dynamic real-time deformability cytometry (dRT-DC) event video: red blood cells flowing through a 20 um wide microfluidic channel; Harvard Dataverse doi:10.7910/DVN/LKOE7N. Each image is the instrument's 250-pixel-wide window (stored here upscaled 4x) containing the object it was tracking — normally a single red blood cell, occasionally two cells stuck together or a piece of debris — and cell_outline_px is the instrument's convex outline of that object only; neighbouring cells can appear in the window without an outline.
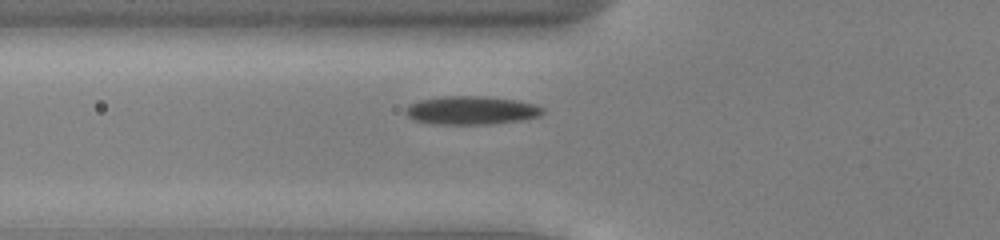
{"species": "common noctule bat (a hibernating species)", "species_latin": "Nyctalus noctula", "temperature_condition": "cold", "stored_images_in_passage": 35, "camera_frame_rate_fps": 3000, "um_per_image_px": 0.085, "animal": {"sex": "male", "body_mass_g": 13.0, "forearm_length_mm": 53.1}, "frame": {"image": 1, "passage_image": 2, "time_ms": 0.333, "image_size_px": [1000, 240], "cell_outline_px": [[532, 112], [520, 116], [468, 120], [456, 120], [420, 116], [416, 112], [416, 108], [440, 104], [504, 104], [528, 108]], "centroid_in_image_um": [40.08, 9.47], "position_along_channel_um": 85.7, "area_um2": 10.58}}
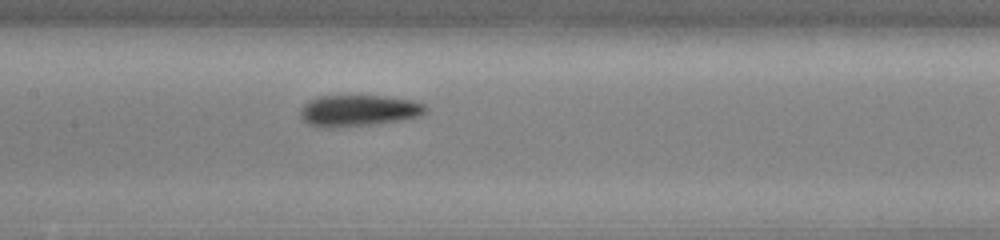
{"frame": {"image": 2, "passage_image": 9, "time_ms": 2.667, "image_size_px": [1000, 240], "cell_outline_px": [[416, 108], [412, 112], [388, 116], [336, 120], [320, 120], [312, 116], [312, 108], [320, 104], [356, 100], [364, 100], [408, 104]], "centroid_in_image_um": [30.52, 9.34], "position_along_channel_um": 176.9, "area_um2": 10.98}}
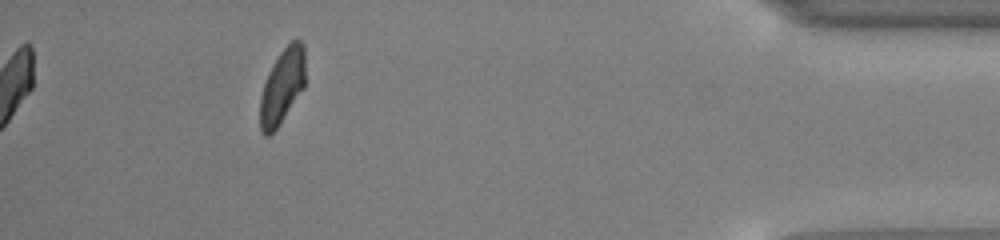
{"frame": {"image": 3, "passage_image": 31, "time_ms": 10.0, "image_size_px": [1000, 240], "cell_outline_px": [[304, 84], [276, 124], [268, 132], [264, 132], [260, 112], [264, 92], [268, 80], [280, 56], [292, 44], [296, 44], [300, 48], [304, 76]], "centroid_in_image_um": [23.99, 7.38], "position_along_channel_um": 411.2, "area_um2": 15.72}, "authors_computed_cell_mechanics": {"area_um2": 12.5426, "velocity_mm_per_s": 3.9013, "shape_relaxation_time_tau1_ms": null, "shape_relaxation_time_tau2_ms": 3.3591, "deformation_change_tau1": null, "deformation_change_tau2": 0.1035}}